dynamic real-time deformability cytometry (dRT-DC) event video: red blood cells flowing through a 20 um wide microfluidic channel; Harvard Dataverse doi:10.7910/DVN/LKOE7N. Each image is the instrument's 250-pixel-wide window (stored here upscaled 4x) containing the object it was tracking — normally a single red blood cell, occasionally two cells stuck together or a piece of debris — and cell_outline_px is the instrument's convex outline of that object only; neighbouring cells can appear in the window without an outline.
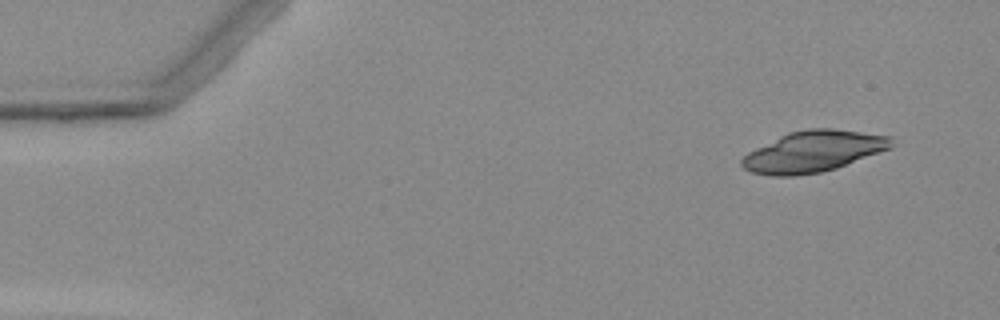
{"species": "Egyptian fruit bat (a non-hibernating species)", "species_latin": "Rousettus aegyptiacus", "temperature_condition": "warm", "stored_images_in_passage": 2, "camera_frame_rate_fps": 3000, "um_per_image_px": 0.085, "animal": {"sex": "female"}, "frame": {"image": 1, "passage_image": 2, "time_ms": 1.333, "image_size_px": [1000, 320], "cell_outline_px": [[892, 148], [836, 168], [820, 172], [796, 176], [772, 176], [752, 172], [744, 168], [740, 164], [740, 160], [748, 152], [788, 132], [808, 128], [832, 128], [892, 136]], "centroid_in_image_um": [69.14, 12.87], "position_along_channel_um": 15.9, "area_um2": 35.78}}